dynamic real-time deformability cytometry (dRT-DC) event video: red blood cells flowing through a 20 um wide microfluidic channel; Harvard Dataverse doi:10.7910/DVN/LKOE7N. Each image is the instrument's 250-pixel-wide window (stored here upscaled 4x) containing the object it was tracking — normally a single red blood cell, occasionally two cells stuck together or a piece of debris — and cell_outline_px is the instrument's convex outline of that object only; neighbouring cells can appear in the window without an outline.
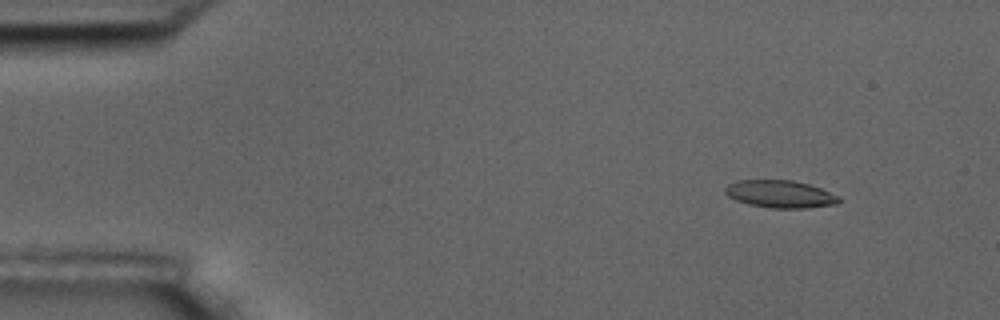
{"species": "common noctule bat (a hibernating species)", "species_latin": "Nyctalus noctula", "temperature_condition": "room temperature", "stored_images_in_passage": 4, "camera_frame_rate_fps": 3000, "um_per_image_px": 0.085, "animal": {"sex": "male", "body_mass_g": 17.5, "forearm_length_mm": 52.3}, "frame": {"image": 1, "passage_image": 2, "time_ms": 1.333, "image_size_px": [1000, 320], "cell_outline_px": [[840, 200], [836, 204], [808, 208], [772, 208], [748, 204], [736, 200], [728, 196], [724, 192], [724, 188], [728, 184], [736, 180], [792, 180], [808, 184], [820, 188], [840, 196]], "centroid_in_image_um": [66.3, 16.49], "position_along_channel_um": 18.7, "area_um2": 18.26}}